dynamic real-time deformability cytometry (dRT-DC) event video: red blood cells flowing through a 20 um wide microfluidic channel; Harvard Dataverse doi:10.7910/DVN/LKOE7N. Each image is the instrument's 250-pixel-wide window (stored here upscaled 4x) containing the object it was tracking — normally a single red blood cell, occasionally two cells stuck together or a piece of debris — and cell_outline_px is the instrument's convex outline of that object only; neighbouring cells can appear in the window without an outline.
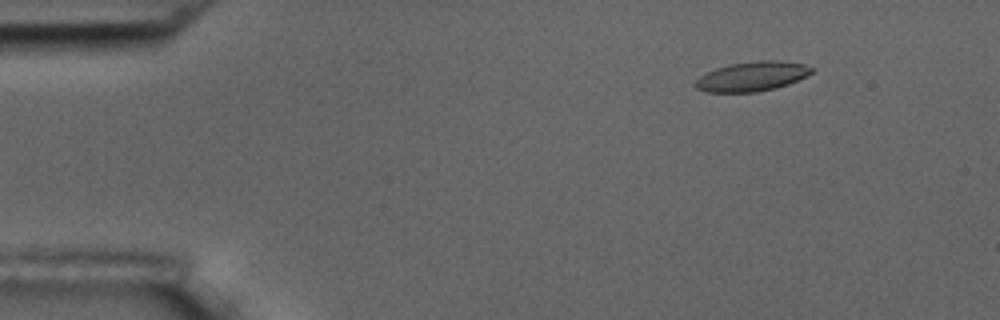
{"species": "common noctule bat (a hibernating species)", "species_latin": "Nyctalus noctula", "temperature_condition": "room temperature", "stored_images_in_passage": 5, "camera_frame_rate_fps": 3000, "um_per_image_px": 0.085, "animal": {"sex": "male", "body_mass_g": 17.5, "forearm_length_mm": 52.3}, "frame": {"image": 1, "passage_image": 2, "time_ms": 1.333, "image_size_px": [1000, 320], "cell_outline_px": [[816, 68], [812, 72], [788, 84], [776, 88], [756, 92], [704, 92], [696, 88], [696, 80], [700, 76], [716, 68], [728, 64], [760, 60], [776, 60], [804, 64]], "centroid_in_image_um": [63.92, 6.49], "position_along_channel_um": 21.1, "area_um2": 19.94}}
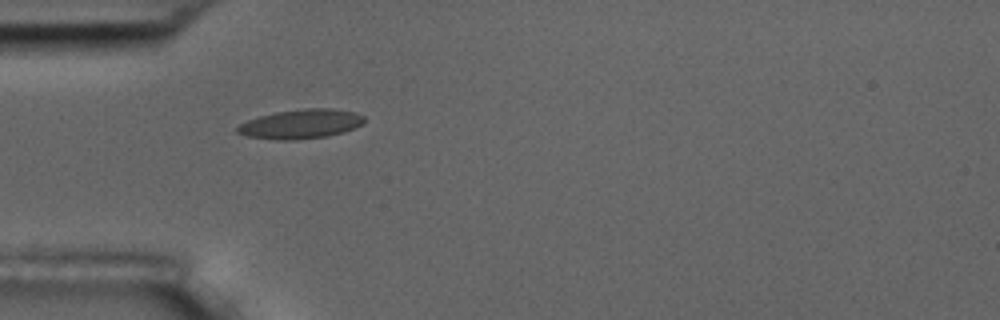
{"frame": {"image": 2, "passage_image": 5, "time_ms": 4.667, "image_size_px": [1000, 320], "cell_outline_px": [[364, 124], [344, 132], [328, 136], [292, 140], [276, 140], [248, 136], [236, 132], [236, 128], [240, 124], [248, 120], [260, 116], [276, 112], [304, 108], [332, 108], [356, 112], [364, 116]], "centroid_in_image_um": [25.61, 10.53], "position_along_channel_um": 59.4, "area_um2": 21.73}}